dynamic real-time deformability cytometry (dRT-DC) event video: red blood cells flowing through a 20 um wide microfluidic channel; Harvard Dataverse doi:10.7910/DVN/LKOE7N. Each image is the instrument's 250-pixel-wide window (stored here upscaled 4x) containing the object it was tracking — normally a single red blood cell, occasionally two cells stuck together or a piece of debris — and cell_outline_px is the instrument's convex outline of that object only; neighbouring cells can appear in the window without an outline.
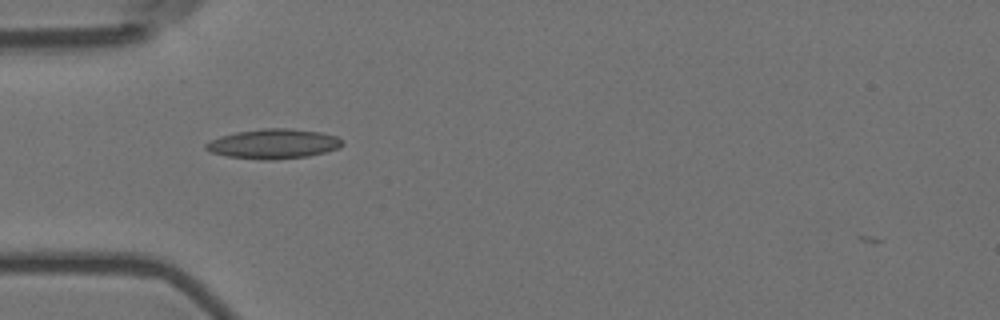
{"species": "Egyptian fruit bat (a non-hibernating species)", "species_latin": "Rousettus aegyptiacus", "temperature_condition": "room temperature", "stored_images_in_passage": 6, "camera_frame_rate_fps": 3000, "um_per_image_px": 0.085, "animal": {"sex": "female"}, "frame": {"image": 1, "passage_image": 1, "time_ms": 0.0, "image_size_px": [1000, 320], "cell_outline_px": [[344, 144], [340, 148], [308, 156], [276, 160], [260, 160], [228, 156], [212, 152], [204, 148], [204, 144], [220, 136], [236, 132], [260, 128], [292, 128], [320, 132], [336, 136], [344, 140]], "centroid_in_image_um": [23.28, 12.22], "position_along_channel_um": 61.7, "area_um2": 23.81}}
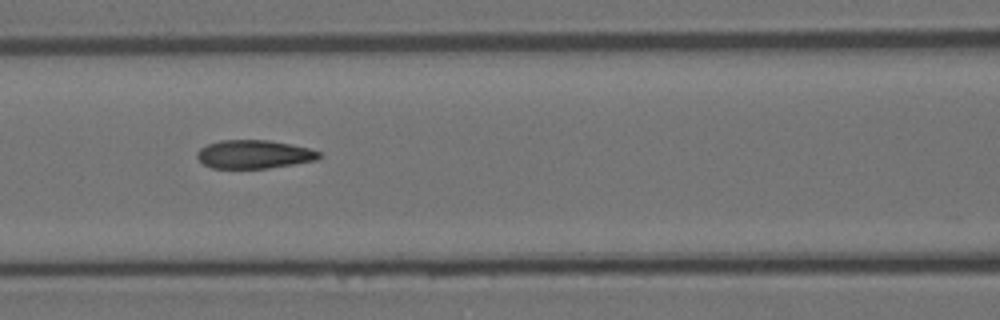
{"frame": {"image": 2, "passage_image": 3, "time_ms": 0.667, "image_size_px": [1000, 320], "cell_outline_px": [[320, 156], [316, 160], [268, 168], [212, 168], [204, 164], [196, 156], [196, 152], [200, 148], [208, 144], [220, 140], [268, 140], [292, 144], [308, 148], [320, 152]], "centroid_in_image_um": [21.57, 13.11], "position_along_channel_um": 145.0, "area_um2": 20.11}}
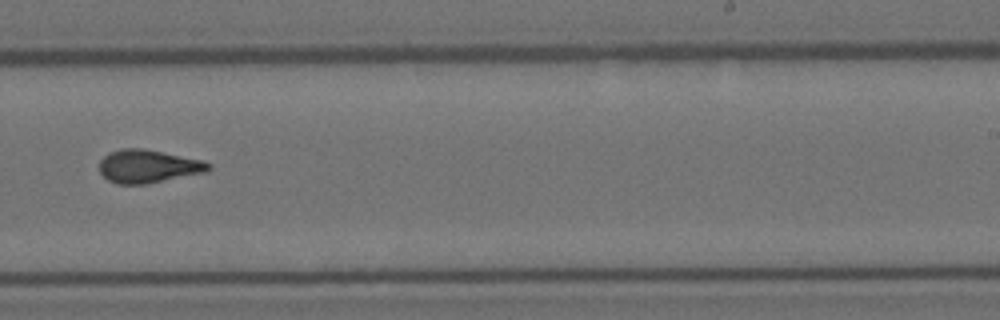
{"frame": {"image": 3, "passage_image": 6, "time_ms": 1.667, "image_size_px": [1000, 320], "cell_outline_px": [[212, 168], [208, 172], [148, 184], [116, 184], [108, 180], [100, 172], [100, 160], [108, 152], [120, 148], [144, 148], [204, 160], [212, 164]], "centroid_in_image_um": [12.63, 14.13], "position_along_channel_um": 276.4, "area_um2": 21.5}}